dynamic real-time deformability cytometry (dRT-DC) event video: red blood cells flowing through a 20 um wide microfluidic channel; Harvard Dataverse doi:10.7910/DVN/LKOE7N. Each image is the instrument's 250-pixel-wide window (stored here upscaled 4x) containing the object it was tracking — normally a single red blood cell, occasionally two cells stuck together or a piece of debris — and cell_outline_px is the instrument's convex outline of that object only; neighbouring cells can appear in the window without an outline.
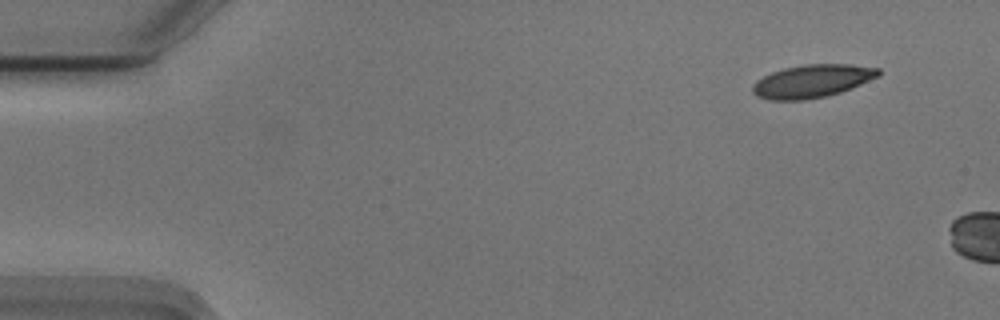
{"species": "Egyptian fruit bat (a non-hibernating species)", "species_latin": "Rousettus aegyptiacus", "temperature_condition": "cold", "stored_images_in_passage": 5, "camera_frame_rate_fps": 3000, "um_per_image_px": 0.085, "animal": {"sex": "male"}, "frame": {"image": 1, "passage_image": 1, "time_ms": 0.0, "image_size_px": [1000, 320], "cell_outline_px": [[880, 76], [852, 88], [828, 96], [804, 100], [768, 100], [756, 96], [752, 92], [752, 84], [756, 80], [772, 72], [784, 68], [808, 64], [852, 64], [880, 68]], "centroid_in_image_um": [69.04, 6.9], "position_along_channel_um": 16.0, "area_um2": 24.39}}